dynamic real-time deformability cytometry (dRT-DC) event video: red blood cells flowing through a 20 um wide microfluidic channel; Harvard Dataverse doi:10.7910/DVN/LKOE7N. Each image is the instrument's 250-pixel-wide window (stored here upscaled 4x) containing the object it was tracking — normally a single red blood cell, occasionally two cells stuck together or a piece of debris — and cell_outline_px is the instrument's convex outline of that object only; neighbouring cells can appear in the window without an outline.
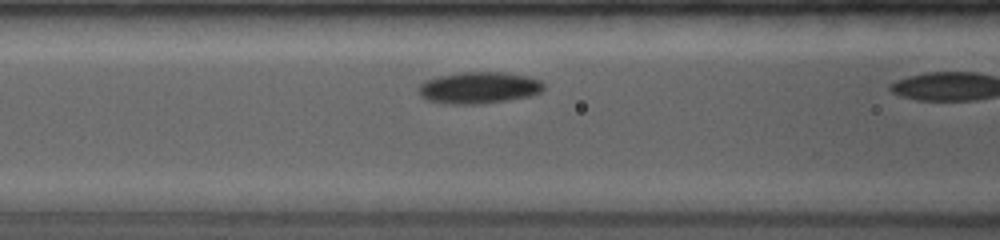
{"species": "common noctule bat (a hibernating species)", "species_latin": "Nyctalus noctula", "temperature_condition": "room temperature", "stored_images_in_passage": 10, "camera_frame_rate_fps": 4000, "um_per_image_px": 0.085, "animal": {"sex": "female", "body_mass_g": 19.0, "forearm_length_mm": 53.3}, "frame": {"image": 1, "passage_image": 8, "time_ms": 1.5, "image_size_px": [1000, 240], "cell_outline_px": [[544, 88], [540, 92], [532, 96], [508, 100], [480, 104], [448, 104], [428, 100], [420, 96], [420, 84], [424, 80], [436, 76], [460, 72], [504, 72], [528, 76], [540, 80], [544, 84]], "centroid_in_image_um": [40.72, 7.45], "position_along_channel_um": 125.9, "area_um2": 23.29}}